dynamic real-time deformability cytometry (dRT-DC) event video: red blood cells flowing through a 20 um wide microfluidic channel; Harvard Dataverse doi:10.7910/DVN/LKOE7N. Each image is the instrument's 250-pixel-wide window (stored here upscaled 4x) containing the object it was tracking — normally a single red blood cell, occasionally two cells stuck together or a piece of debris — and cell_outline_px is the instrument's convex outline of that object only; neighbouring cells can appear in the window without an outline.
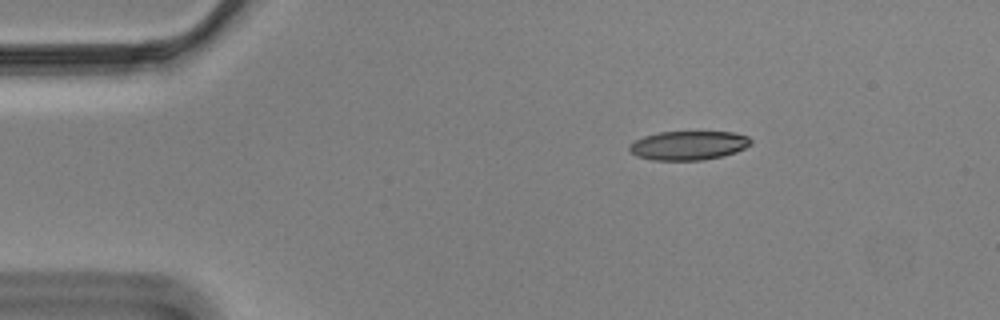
{"species": "Egyptian fruit bat (a non-hibernating species)", "species_latin": "Rousettus aegyptiacus", "temperature_condition": "cold", "stored_images_in_passage": 49, "camera_frame_rate_fps": 3000, "um_per_image_px": 0.085, "animal": {"sex": "male"}, "frame": {"image": 1, "passage_image": 1, "time_ms": 0.0, "image_size_px": [1000, 320], "cell_outline_px": [[752, 144], [736, 152], [704, 160], [652, 160], [636, 156], [628, 148], [628, 144], [644, 136], [660, 132], [736, 132], [748, 136], [752, 140]], "centroid_in_image_um": [58.53, 12.36], "position_along_channel_um": 26.5, "area_um2": 20.58}}
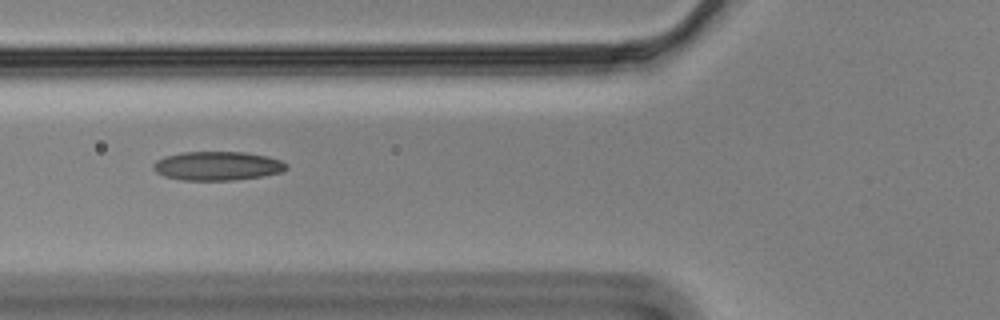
{"frame": {"image": 2, "passage_image": 13, "time_ms": 4.0, "image_size_px": [1000, 320], "cell_outline_px": [[288, 168], [284, 172], [264, 176], [236, 180], [184, 180], [164, 176], [156, 172], [152, 168], [152, 164], [156, 160], [164, 156], [180, 152], [244, 152], [268, 156], [280, 160], [288, 164]], "centroid_in_image_um": [18.5, 14.1], "position_along_channel_um": 107.3, "area_um2": 22.72}}
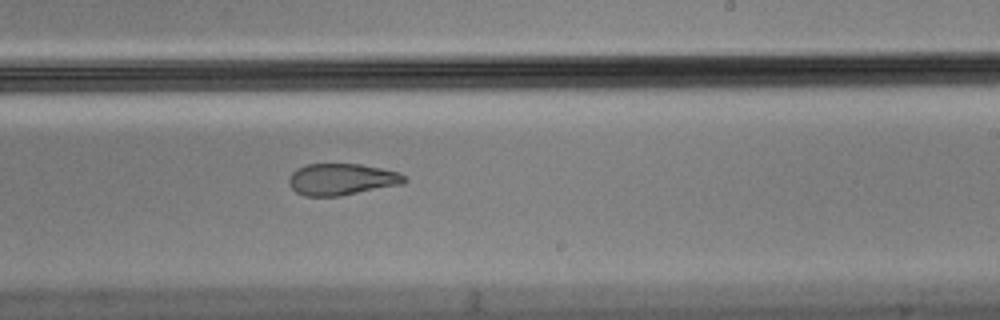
{"frame": {"image": 3, "passage_image": 26, "time_ms": 8.333, "image_size_px": [1000, 320], "cell_outline_px": [[408, 180], [404, 184], [340, 196], [304, 196], [296, 192], [288, 184], [288, 176], [296, 168], [304, 164], [360, 164], [400, 172]], "centroid_in_image_um": [29.03, 15.24], "position_along_channel_um": 260.0, "area_um2": 21.56}, "authors_computed_cell_mechanics": {"area_um2": 22.7154, "velocity_mm_per_s": 3.5184, "shape_relaxation_time_tau1_ms": null, "shape_relaxation_time_tau2_ms": 2.8258, "deformation_change_tau1": null, "deformation_change_tau2": 0.1001}}